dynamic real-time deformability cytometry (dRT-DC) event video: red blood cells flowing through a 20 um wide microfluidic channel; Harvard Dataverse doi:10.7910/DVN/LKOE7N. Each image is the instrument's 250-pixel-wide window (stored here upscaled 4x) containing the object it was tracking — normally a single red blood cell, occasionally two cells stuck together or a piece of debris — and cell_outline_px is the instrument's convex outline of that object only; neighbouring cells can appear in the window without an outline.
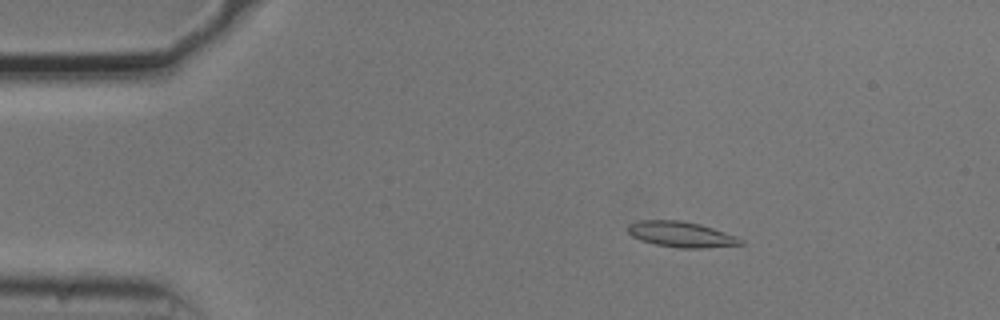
{"species": "common noctule bat (a hibernating species)", "species_latin": "Nyctalus noctula", "temperature_condition": "cold", "stored_images_in_passage": 9, "camera_frame_rate_fps": 3000, "um_per_image_px": 0.085, "animal": {"sex": "male", "body_mass_g": 20.5, "forearm_length_mm": 52.5}, "frame": {"image": 1, "passage_image": 1, "time_ms": 0.0, "image_size_px": [1000, 320], "cell_outline_px": [[744, 244], [704, 248], [676, 248], [656, 244], [632, 236], [628, 232], [628, 224], [640, 220], [680, 220], [700, 224], [736, 236], [744, 240]], "centroid_in_image_um": [57.92, 19.92], "position_along_channel_um": 27.1, "area_um2": 16.7}}